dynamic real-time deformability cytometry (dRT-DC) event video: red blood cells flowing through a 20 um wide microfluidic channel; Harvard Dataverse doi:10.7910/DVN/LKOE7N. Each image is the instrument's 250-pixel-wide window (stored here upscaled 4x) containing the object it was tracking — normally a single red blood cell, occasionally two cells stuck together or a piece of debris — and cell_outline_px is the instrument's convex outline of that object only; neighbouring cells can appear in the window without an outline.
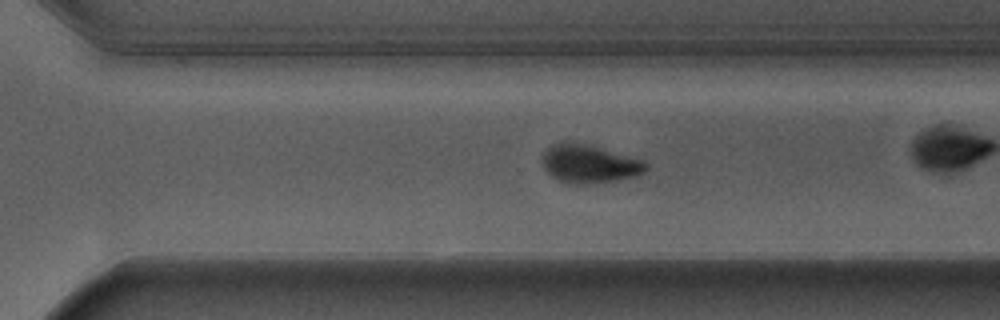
{"species": "Egyptian fruit bat (a non-hibernating species)", "species_latin": "Rousettus aegyptiacus", "temperature_condition": "warm", "stored_images_in_passage": 51, "camera_frame_rate_fps": 3000, "um_per_image_px": 0.085, "animal": {"sex": "male"}, "frame": {"image": 1, "passage_image": 37, "time_ms": 12.0, "image_size_px": [1000, 320], "cell_outline_px": [[648, 168], [644, 172], [636, 176], [616, 180], [588, 184], [568, 184], [552, 176], [544, 168], [540, 160], [540, 156], [552, 144], [560, 140], [568, 140], [588, 144], [644, 160], [648, 164]], "centroid_in_image_um": [50.05, 13.9], "position_along_channel_um": 320.5, "area_um2": 23.58}, "authors_computed_cell_mechanics": {"area_um2": 22.831, "velocity_mm_per_s": 3.6882, "shape_relaxation_time_tau1_ms": 2.2558, "shape_relaxation_time_tau2_ms": null, "deformation_change_tau1": 0.1879, "deformation_change_tau2": null}}